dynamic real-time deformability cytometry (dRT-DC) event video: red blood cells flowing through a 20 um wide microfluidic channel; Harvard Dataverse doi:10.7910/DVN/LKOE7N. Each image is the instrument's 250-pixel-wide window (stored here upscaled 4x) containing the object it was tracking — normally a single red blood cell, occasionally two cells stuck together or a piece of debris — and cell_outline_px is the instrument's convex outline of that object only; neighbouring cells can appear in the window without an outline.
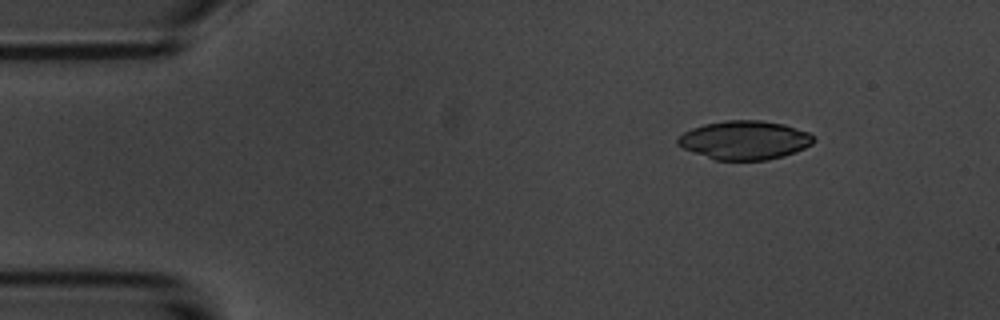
{"species": "common noctule bat (a hibernating species)", "species_latin": "Nyctalus noctula", "temperature_condition": "room temperature", "stored_images_in_passage": 6, "camera_frame_rate_fps": 3000, "um_per_image_px": 0.085, "animal": {"sex": "male", "body_mass_g": 20.1, "forearm_length_mm": 53.5}, "frame": {"image": 1, "passage_image": 2, "time_ms": 1.333, "image_size_px": [1000, 320], "cell_outline_px": [[816, 140], [812, 144], [796, 152], [784, 156], [768, 160], [716, 160], [684, 148], [676, 144], [676, 140], [684, 132], [692, 128], [704, 124], [724, 120], [760, 120], [784, 124], [808, 132]], "centroid_in_image_um": [63.31, 11.91], "position_along_channel_um": 21.7, "area_um2": 30.63}}